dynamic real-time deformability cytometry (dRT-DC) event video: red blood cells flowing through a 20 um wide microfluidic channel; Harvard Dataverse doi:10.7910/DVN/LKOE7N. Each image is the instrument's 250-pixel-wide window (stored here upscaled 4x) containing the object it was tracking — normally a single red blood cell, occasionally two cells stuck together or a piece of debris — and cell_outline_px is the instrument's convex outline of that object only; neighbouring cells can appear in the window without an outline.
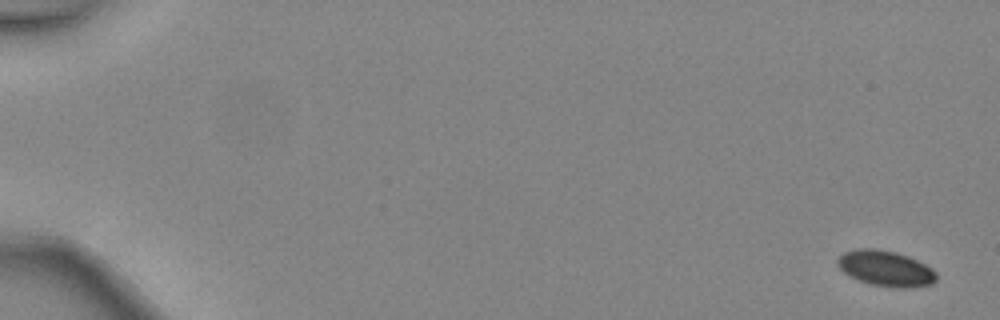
{"species": "common noctule bat (a hibernating species)", "species_latin": "Nyctalus noctula", "temperature_condition": "warm", "stored_images_in_passage": 5, "camera_frame_rate_fps": 3000, "um_per_image_px": 0.085, "animal": {"sex": "female", "body_mass_g": 24.6, "forearm_length_mm": 56.2}, "frame": {"image": 1, "passage_image": 1, "time_ms": 0.0, "image_size_px": [1000, 320], "cell_outline_px": [[936, 280], [932, 284], [908, 288], [896, 288], [868, 284], [844, 272], [836, 264], [836, 260], [844, 252], [860, 248], [872, 248], [896, 252], [908, 256], [932, 268], [936, 272]], "centroid_in_image_um": [75.29, 22.82], "position_along_channel_um": 9.7, "area_um2": 20.46}}
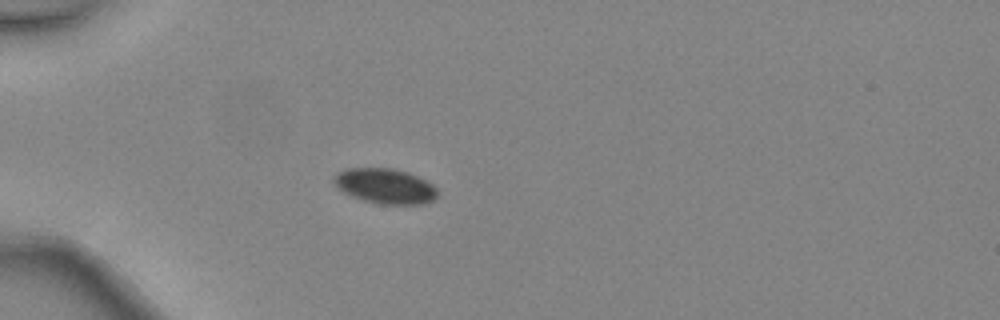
{"frame": {"image": 2, "passage_image": 5, "time_ms": 1.333, "image_size_px": [1000, 320], "cell_outline_px": [[436, 196], [432, 200], [424, 204], [380, 204], [364, 200], [352, 196], [344, 192], [332, 180], [336, 172], [348, 168], [392, 168], [408, 172], [432, 184], [436, 188]], "centroid_in_image_um": [32.72, 15.81], "position_along_channel_um": 52.3, "area_um2": 20.98}}